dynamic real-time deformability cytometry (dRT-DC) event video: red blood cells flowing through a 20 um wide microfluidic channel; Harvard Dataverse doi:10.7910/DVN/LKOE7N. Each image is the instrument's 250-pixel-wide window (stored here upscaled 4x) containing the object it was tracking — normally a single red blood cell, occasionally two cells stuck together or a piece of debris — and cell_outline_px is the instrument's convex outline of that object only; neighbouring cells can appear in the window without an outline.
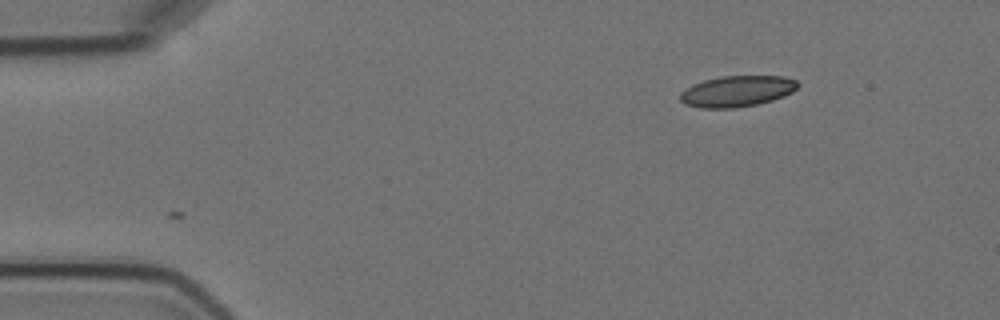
{"species": "Egyptian fruit bat (a non-hibernating species)", "species_latin": "Rousettus aegyptiacus", "temperature_condition": "cold", "stored_images_in_passage": 9, "camera_frame_rate_fps": 3000, "um_per_image_px": 0.085, "animal": {"sex": "female"}, "frame": {"image": 1, "passage_image": 1, "time_ms": 0.0, "image_size_px": [1000, 320], "cell_outline_px": [[800, 84], [792, 92], [784, 96], [772, 100], [756, 104], [732, 108], [700, 108], [684, 104], [680, 100], [680, 92], [692, 84], [704, 80], [720, 76], [784, 76], [796, 80]], "centroid_in_image_um": [62.63, 7.75], "position_along_channel_um": 22.4, "area_um2": 21.33}}
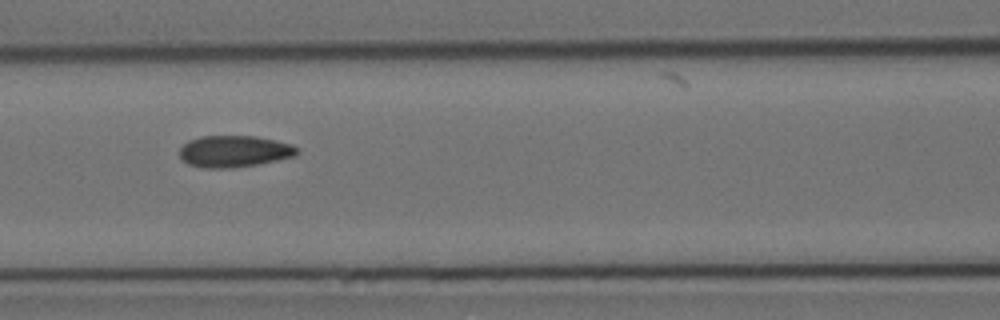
{"frame": {"image": 2, "passage_image": 6, "time_ms": 5.667, "image_size_px": [1000, 320], "cell_outline_px": [[300, 152], [296, 156], [256, 164], [232, 168], [204, 168], [188, 164], [180, 156], [180, 148], [188, 140], [200, 136], [256, 136], [276, 140], [292, 144], [300, 148]], "centroid_in_image_um": [19.94, 12.85], "position_along_channel_um": 146.7, "area_um2": 21.79}}
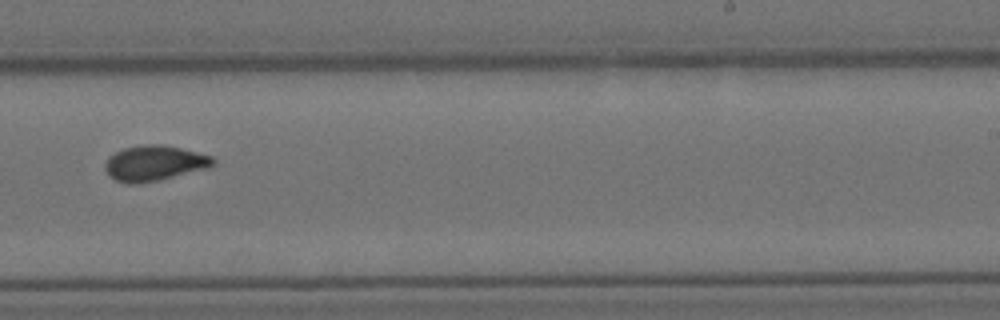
{"frame": {"image": 3, "passage_image": 9, "time_ms": 9.333, "image_size_px": [1000, 320], "cell_outline_px": [[216, 164], [204, 168], [160, 180], [136, 184], [128, 184], [116, 180], [108, 176], [104, 168], [104, 164], [108, 156], [124, 148], [144, 144], [164, 144], [212, 156], [216, 160]], "centroid_in_image_um": [13.07, 13.87], "position_along_channel_um": 275.9, "area_um2": 22.25}}